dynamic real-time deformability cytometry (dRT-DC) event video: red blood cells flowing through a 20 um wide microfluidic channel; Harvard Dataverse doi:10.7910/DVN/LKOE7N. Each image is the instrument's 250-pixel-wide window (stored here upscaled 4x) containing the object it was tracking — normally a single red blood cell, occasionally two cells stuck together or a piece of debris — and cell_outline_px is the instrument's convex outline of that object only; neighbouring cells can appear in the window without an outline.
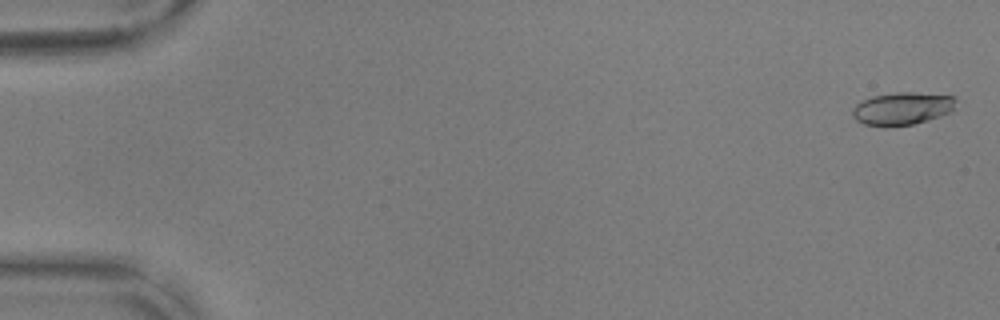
{"species": "common noctule bat (a hibernating species)", "species_latin": "Nyctalus noctula", "temperature_condition": "warm", "stored_images_in_passage": 56, "camera_frame_rate_fps": 3000, "um_per_image_px": 0.085, "animal": {"sex": "male", "body_mass_g": 17.9, "forearm_length_mm": 54.2}, "frame": {"image": 1, "passage_image": 2, "time_ms": 0.333, "image_size_px": [1000, 320], "cell_outline_px": [[956, 100], [952, 112], [928, 120], [912, 124], [888, 128], [884, 128], [864, 124], [856, 120], [852, 116], [852, 108], [860, 100], [872, 96], [896, 92], [912, 92], [956, 96]], "centroid_in_image_um": [76.66, 9.24], "position_along_channel_um": 8.3, "area_um2": 20.17}}
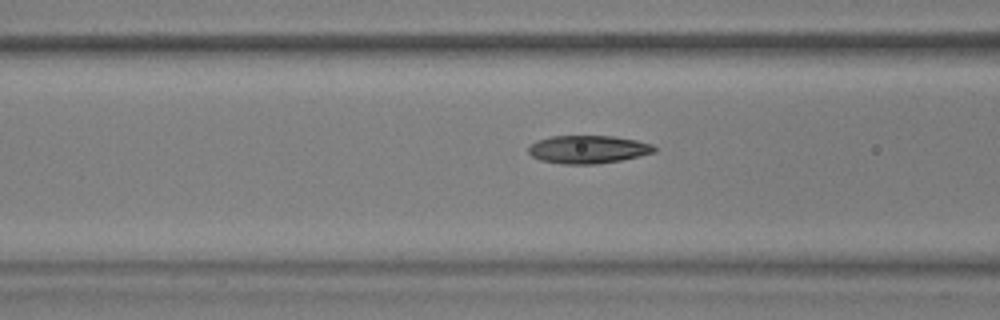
{"frame": {"image": 2, "passage_image": 23, "time_ms": 7.333, "image_size_px": [1000, 320], "cell_outline_px": [[656, 152], [640, 156], [620, 160], [596, 164], [564, 164], [540, 160], [532, 156], [528, 152], [528, 148], [536, 140], [552, 136], [612, 136], [636, 140], [652, 144], [656, 148]], "centroid_in_image_um": [49.99, 12.7], "position_along_channel_um": 116.6, "area_um2": 20.52}}
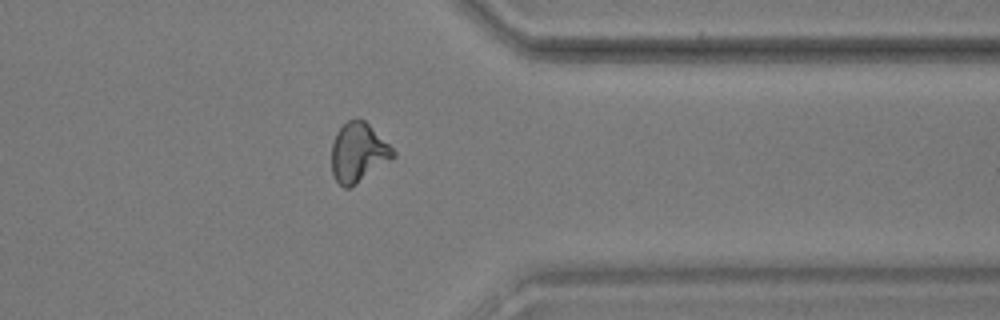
{"frame": {"image": 3, "passage_image": 45, "time_ms": 14.667, "image_size_px": [1000, 320], "cell_outline_px": [[396, 156], [356, 184], [348, 188], [344, 188], [336, 180], [332, 172], [332, 144], [336, 132], [348, 120], [356, 116], [360, 116], [396, 152]], "centroid_in_image_um": [30.44, 12.94], "position_along_channel_um": 381.0, "area_um2": 21.1}, "authors_computed_cell_mechanics": {"area_um2": 20.2878, "velocity_mm_per_s": 3.6938, "shape_relaxation_time_tau1_ms": 8.4829, "shape_relaxation_time_tau2_ms": 2.2951, "deformation_change_tau1": 0.2558, "deformation_change_tau2": 0.0961}}